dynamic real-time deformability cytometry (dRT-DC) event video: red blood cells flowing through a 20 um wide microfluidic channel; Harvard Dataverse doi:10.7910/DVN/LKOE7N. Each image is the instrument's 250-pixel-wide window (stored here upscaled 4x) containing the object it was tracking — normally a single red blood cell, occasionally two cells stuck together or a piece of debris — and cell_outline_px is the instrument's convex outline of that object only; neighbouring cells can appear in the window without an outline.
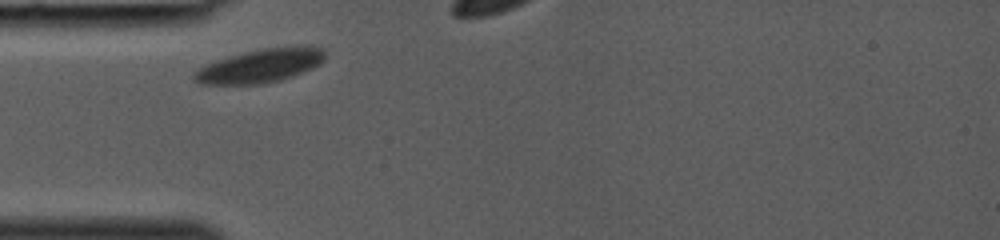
{"species": "common noctule bat (a hibernating species)", "species_latin": "Nyctalus noctula", "temperature_condition": "room temperature", "stored_images_in_passage": 9, "camera_frame_rate_fps": 3000, "um_per_image_px": 0.085, "animal": {"sex": "female", "body_mass_g": 19.0, "forearm_length_mm": 53.3}, "frame": {"image": 1, "passage_image": 1, "time_ms": 0.0, "image_size_px": [1000, 240], "cell_outline_px": [[324, 60], [320, 64], [312, 68], [292, 76], [280, 80], [264, 84], [200, 84], [192, 76], [196, 68], [204, 64], [216, 60], [244, 52], [260, 48], [304, 44], [324, 48]], "centroid_in_image_um": [22.15, 5.56], "position_along_channel_um": 62.9, "area_um2": 26.07}}
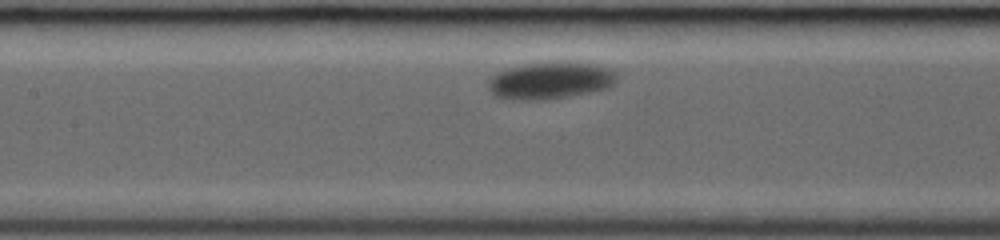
{"frame": {"image": 2, "passage_image": 8, "time_ms": 2.333, "image_size_px": [1000, 240], "cell_outline_px": [[616, 80], [608, 88], [548, 100], [516, 100], [492, 96], [488, 88], [488, 80], [496, 72], [508, 68], [528, 64], [596, 64], [608, 68], [616, 72]], "centroid_in_image_um": [46.71, 6.89], "position_along_channel_um": 160.7, "area_um2": 27.17}}